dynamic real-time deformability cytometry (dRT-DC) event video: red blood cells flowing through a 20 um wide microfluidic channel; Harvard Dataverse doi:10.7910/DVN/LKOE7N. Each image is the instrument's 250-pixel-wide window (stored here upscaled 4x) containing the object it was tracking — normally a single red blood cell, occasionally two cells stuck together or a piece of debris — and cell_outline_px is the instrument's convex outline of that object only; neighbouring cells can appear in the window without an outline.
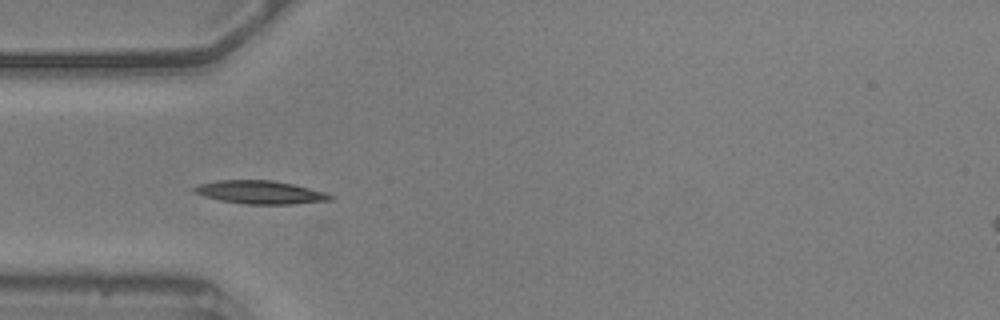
{"species": "common noctule bat (a hibernating species)", "species_latin": "Nyctalus noctula", "temperature_condition": "warm", "stored_images_in_passage": 40, "camera_frame_rate_fps": 3000, "um_per_image_px": 0.085, "animal": {"sex": "male", "body_mass_g": 20.5, "forearm_length_mm": 52.5}, "frame": {"image": 1, "passage_image": 1, "time_ms": 0.0, "image_size_px": [1000, 320], "cell_outline_px": [[336, 196], [332, 200], [292, 204], [244, 204], [220, 200], [204, 196], [192, 192], [192, 188], [200, 184], [216, 180], [272, 180], [292, 184], [324, 192]], "centroid_in_image_um": [22.1, 16.34], "position_along_channel_um": 62.9, "area_um2": 18.38}}
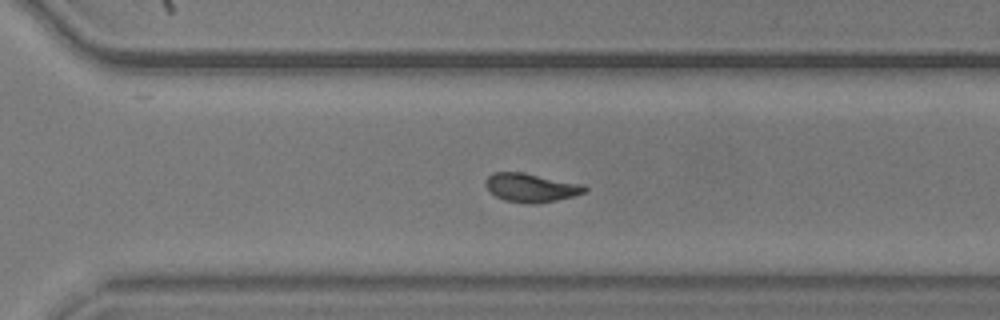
{"frame": {"image": 2, "passage_image": 23, "time_ms": 7.333, "image_size_px": [1000, 320], "cell_outline_px": [[588, 192], [556, 200], [532, 204], [528, 204], [504, 200], [496, 196], [484, 184], [484, 180], [492, 172], [524, 172], [584, 184], [588, 188]], "centroid_in_image_um": [45.16, 15.94], "position_along_channel_um": 325.4, "area_um2": 16.7}}
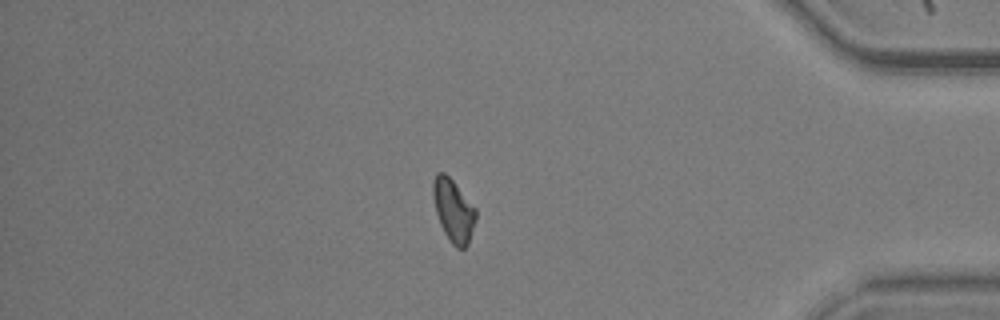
{"frame": {"image": 3, "passage_image": 32, "time_ms": 10.333, "image_size_px": [1000, 320], "cell_outline_px": [[476, 220], [468, 244], [464, 248], [456, 248], [448, 240], [440, 224], [436, 212], [432, 196], [432, 180], [436, 172], [444, 172], [452, 180], [476, 208]], "centroid_in_image_um": [38.52, 17.88], "position_along_channel_um": 396.7, "area_um2": 15.72}, "authors_computed_cell_mechanics": {"area_um2": 16.3285, "velocity_mm_per_s": 3.5776, "shape_relaxation_time_tau1_ms": null, "shape_relaxation_time_tau2_ms": 3.2483, "deformation_change_tau1": null, "deformation_change_tau2": 0.0831}}